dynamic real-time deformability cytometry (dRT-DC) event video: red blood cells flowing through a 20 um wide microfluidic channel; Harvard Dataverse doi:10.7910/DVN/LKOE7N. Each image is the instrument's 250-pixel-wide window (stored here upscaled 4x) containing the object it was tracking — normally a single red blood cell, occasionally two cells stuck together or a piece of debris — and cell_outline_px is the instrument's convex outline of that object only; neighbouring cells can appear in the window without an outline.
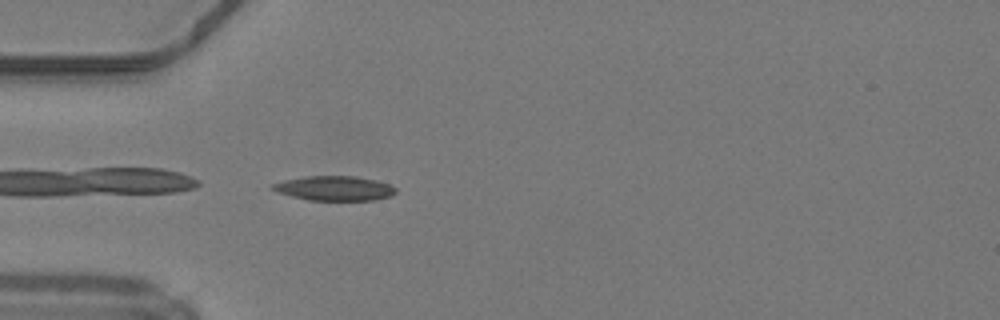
{"species": "common noctule bat (a hibernating species)", "species_latin": "Nyctalus noctula", "temperature_condition": "warm", "stored_images_in_passage": 35, "camera_frame_rate_fps": 3000, "um_per_image_px": 0.085, "animal": {"sex": "male", "body_mass_g": 19.2, "forearm_length_mm": 51.8}, "frame": {"image": 1, "passage_image": 1, "time_ms": 0.0, "image_size_px": [1000, 320], "cell_outline_px": [[396, 192], [392, 196], [372, 200], [308, 200], [276, 192], [268, 188], [272, 184], [284, 180], [304, 176], [356, 176], [376, 180], [388, 184], [396, 188]], "centroid_in_image_um": [28.4, 16.0], "position_along_channel_um": 56.6, "area_um2": 17.74}}
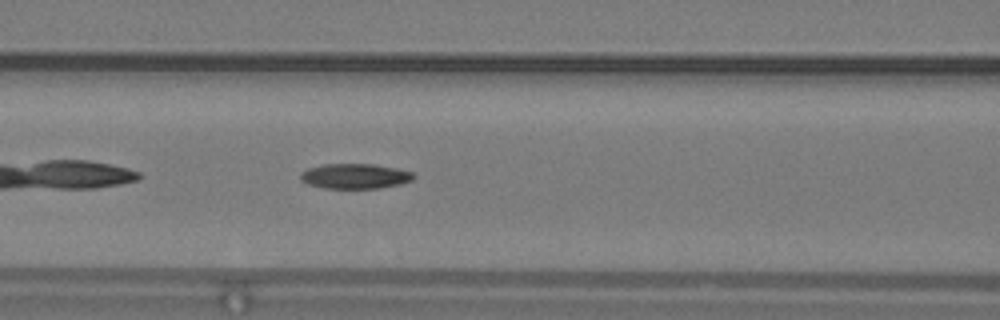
{"frame": {"image": 2, "passage_image": 7, "time_ms": 2.0, "image_size_px": [1000, 320], "cell_outline_px": [[416, 176], [412, 180], [400, 184], [380, 188], [324, 188], [308, 184], [300, 180], [300, 172], [308, 168], [324, 164], [372, 164], [396, 168], [412, 172]], "centroid_in_image_um": [30.16, 14.97], "position_along_channel_um": 136.4, "area_um2": 16.53}}
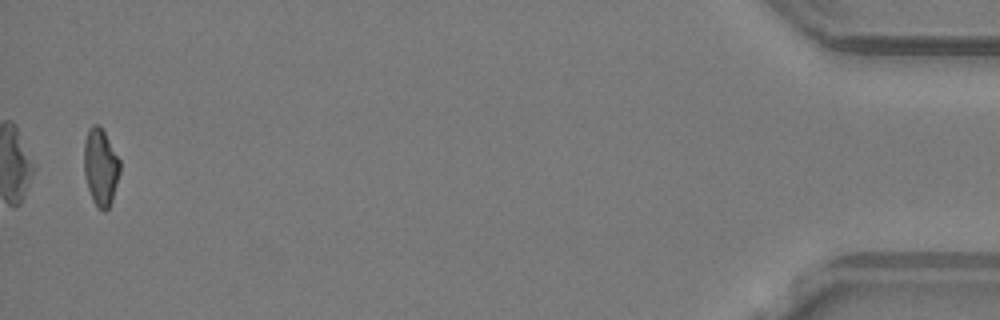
{"frame": {"image": 3, "passage_image": 34, "time_ms": 11.0, "image_size_px": [1000, 320], "cell_outline_px": [[120, 172], [112, 200], [108, 208], [104, 212], [92, 200], [88, 188], [84, 172], [84, 144], [88, 128], [92, 124], [100, 124], [120, 160]], "centroid_in_image_um": [8.55, 14.16], "position_along_channel_um": 426.7, "area_um2": 16.13}}